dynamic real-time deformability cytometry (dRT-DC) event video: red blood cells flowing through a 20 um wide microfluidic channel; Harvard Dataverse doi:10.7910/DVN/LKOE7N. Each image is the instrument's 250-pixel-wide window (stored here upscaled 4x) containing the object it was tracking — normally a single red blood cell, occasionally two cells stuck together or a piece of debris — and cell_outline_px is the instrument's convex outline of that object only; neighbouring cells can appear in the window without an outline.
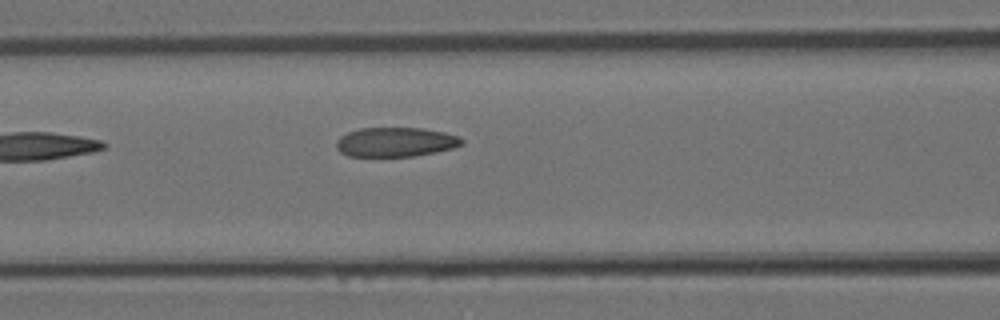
{"species": "Egyptian fruit bat (a non-hibernating species)", "species_latin": "Rousettus aegyptiacus", "temperature_condition": "room temperature", "stored_images_in_passage": 5, "camera_frame_rate_fps": 3000, "um_per_image_px": 0.085, "animal": {"sex": "female"}, "frame": {"image": 1, "passage_image": 5, "time_ms": 1.333, "image_size_px": [1000, 320], "cell_outline_px": [[464, 144], [452, 148], [436, 152], [412, 156], [348, 156], [340, 152], [336, 148], [336, 140], [340, 136], [348, 132], [360, 128], [424, 128], [444, 132], [460, 136], [464, 140]], "centroid_in_image_um": [33.63, 12.07], "position_along_channel_um": 133.0, "area_um2": 21.62}}